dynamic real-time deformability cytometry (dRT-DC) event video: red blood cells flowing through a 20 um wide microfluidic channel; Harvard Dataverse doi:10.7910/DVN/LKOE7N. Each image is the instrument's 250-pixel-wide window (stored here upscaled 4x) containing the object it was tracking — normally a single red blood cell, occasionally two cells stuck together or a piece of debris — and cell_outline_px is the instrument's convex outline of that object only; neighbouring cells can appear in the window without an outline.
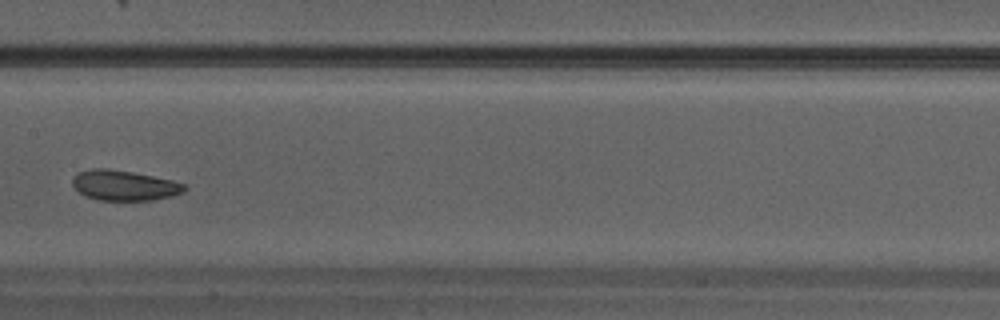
{"species": "Egyptian fruit bat (a non-hibernating species)", "species_latin": "Rousettus aegyptiacus", "temperature_condition": "warm", "stored_images_in_passage": 22, "camera_frame_rate_fps": 3000, "um_per_image_px": 0.085, "animal": {"sex": "male"}, "frame": {"image": 1, "passage_image": 14, "time_ms": 4.333, "image_size_px": [1000, 320], "cell_outline_px": [[188, 188], [184, 192], [172, 196], [152, 200], [96, 200], [84, 196], [72, 184], [72, 180], [80, 172], [92, 168], [108, 168], [132, 172], [172, 180], [184, 184]], "centroid_in_image_um": [10.58, 15.76], "position_along_channel_um": 196.8, "area_um2": 19.65}}
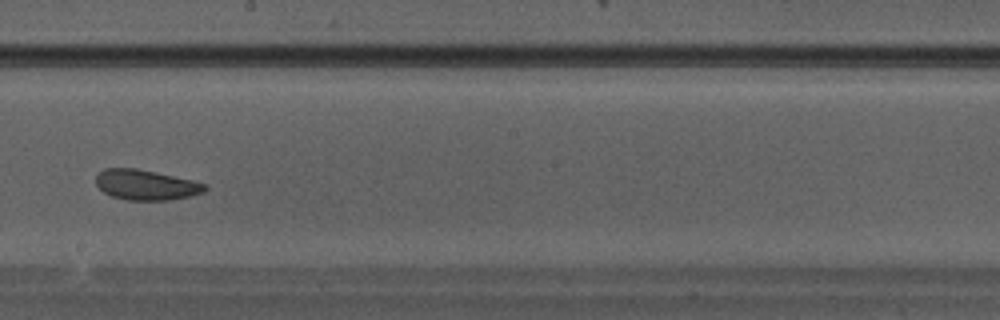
{"frame": {"image": 2, "passage_image": 16, "time_ms": 5.0, "image_size_px": [1000, 320], "cell_outline_px": [[208, 188], [204, 192], [188, 196], [168, 200], [128, 200], [112, 196], [104, 192], [96, 184], [96, 176], [104, 168], [136, 168], [192, 180], [208, 184]], "centroid_in_image_um": [12.42, 15.71], "position_along_channel_um": 235.8, "area_um2": 19.07}}